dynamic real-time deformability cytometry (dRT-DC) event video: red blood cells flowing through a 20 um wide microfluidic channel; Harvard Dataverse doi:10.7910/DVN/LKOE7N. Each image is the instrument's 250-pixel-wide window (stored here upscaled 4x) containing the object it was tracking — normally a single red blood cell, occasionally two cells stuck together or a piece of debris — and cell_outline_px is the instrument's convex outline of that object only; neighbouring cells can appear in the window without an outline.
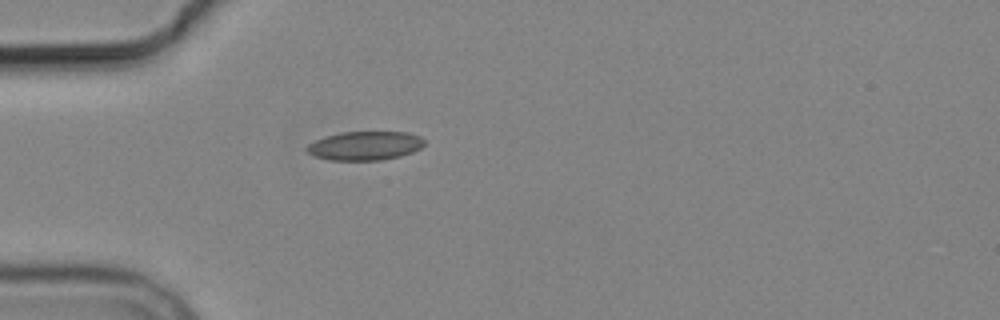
{"species": "common noctule bat (a hibernating species)", "species_latin": "Nyctalus noctula", "temperature_condition": "cold", "stored_images_in_passage": 1, "camera_frame_rate_fps": 3000, "um_per_image_px": 0.085, "animal": {"sex": "male", "body_mass_g": 19.2, "forearm_length_mm": 51.8}, "frame": {"image": 1, "passage_image": 1, "time_ms": 0.0, "image_size_px": [1000, 320], "cell_outline_px": [[424, 144], [420, 148], [412, 152], [400, 156], [380, 160], [332, 160], [312, 156], [304, 148], [308, 144], [324, 136], [340, 132], [408, 132], [420, 136], [424, 140]], "centroid_in_image_um": [31.0, 12.38], "position_along_channel_um": 54.0, "area_um2": 19.83}}